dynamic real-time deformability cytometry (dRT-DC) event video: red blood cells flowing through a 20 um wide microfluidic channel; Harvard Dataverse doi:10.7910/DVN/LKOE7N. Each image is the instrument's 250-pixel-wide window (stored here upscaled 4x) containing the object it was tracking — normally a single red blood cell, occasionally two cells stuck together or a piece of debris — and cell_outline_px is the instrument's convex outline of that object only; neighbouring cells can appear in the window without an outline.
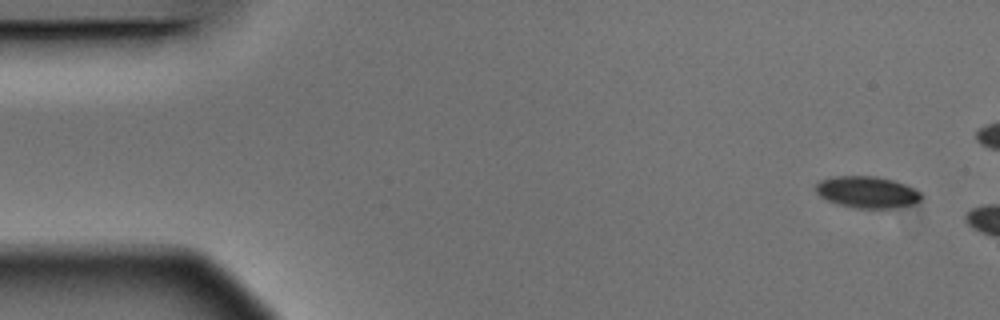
{"species": "Egyptian fruit bat (a non-hibernating species)", "species_latin": "Rousettus aegyptiacus", "temperature_condition": "warm", "stored_images_in_passage": 3, "camera_frame_rate_fps": 3000, "um_per_image_px": 0.085, "animal": {"sex": "male"}, "frame": {"image": 1, "passage_image": 1, "time_ms": 0.0, "image_size_px": [1000, 320], "cell_outline_px": [[924, 196], [920, 204], [896, 208], [856, 208], [836, 204], [820, 196], [816, 192], [816, 184], [820, 180], [832, 176], [876, 176], [892, 180], [904, 184], [920, 192]], "centroid_in_image_um": [73.75, 16.34], "position_along_channel_um": 11.2, "area_um2": 19.77}}